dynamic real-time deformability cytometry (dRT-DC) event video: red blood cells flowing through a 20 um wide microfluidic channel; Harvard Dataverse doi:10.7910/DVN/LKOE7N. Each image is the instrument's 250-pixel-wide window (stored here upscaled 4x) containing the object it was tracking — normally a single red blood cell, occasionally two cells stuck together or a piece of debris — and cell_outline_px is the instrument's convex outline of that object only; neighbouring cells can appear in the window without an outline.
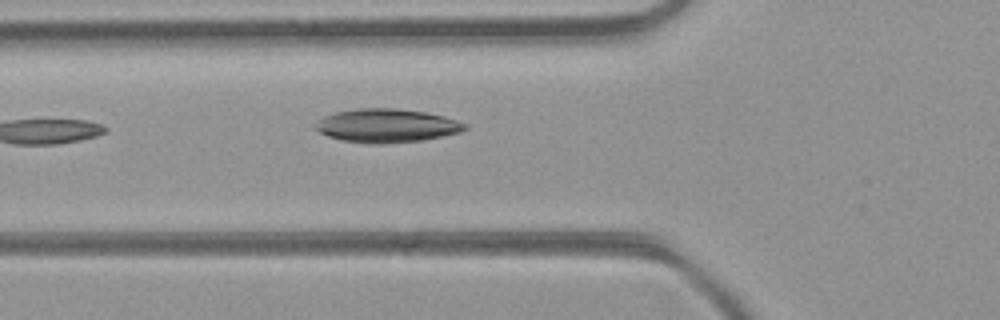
{"species": "common noctule bat (a hibernating species)", "species_latin": "Nyctalus noctula", "temperature_condition": "room temperature", "stored_images_in_passage": 32, "camera_frame_rate_fps": 3000, "um_per_image_px": 0.085, "animal": {"sex": "female", "body_mass_g": 21.9}, "frame": {"image": 1, "passage_image": 4, "time_ms": 1.0, "image_size_px": [1000, 320], "cell_outline_px": [[468, 128], [460, 132], [424, 140], [384, 144], [368, 144], [340, 140], [328, 136], [320, 132], [312, 124], [324, 116], [336, 112], [356, 108], [396, 108], [424, 112], [444, 116], [468, 124]], "centroid_in_image_um": [32.86, 10.68], "position_along_channel_um": 92.9, "area_um2": 29.48}}
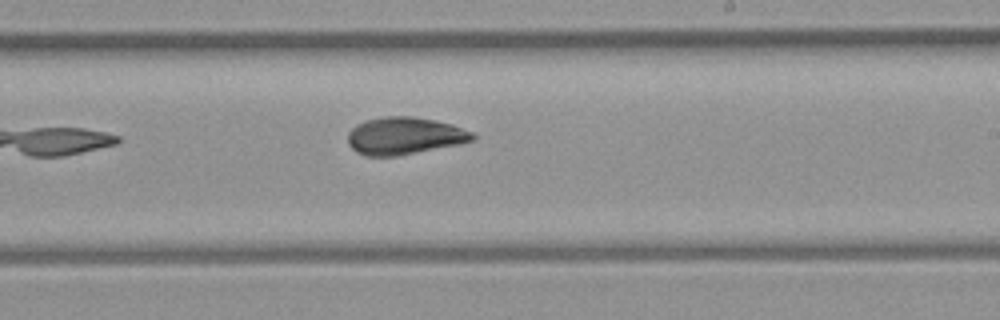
{"frame": {"image": 2, "passage_image": 15, "time_ms": 4.667, "image_size_px": [1000, 320], "cell_outline_px": [[476, 136], [472, 140], [460, 144], [396, 156], [364, 156], [356, 152], [348, 144], [348, 132], [356, 124], [368, 120], [384, 116], [412, 116], [436, 120], [452, 124], [472, 132]], "centroid_in_image_um": [34.36, 11.55], "position_along_channel_um": 254.6, "area_um2": 27.17}}
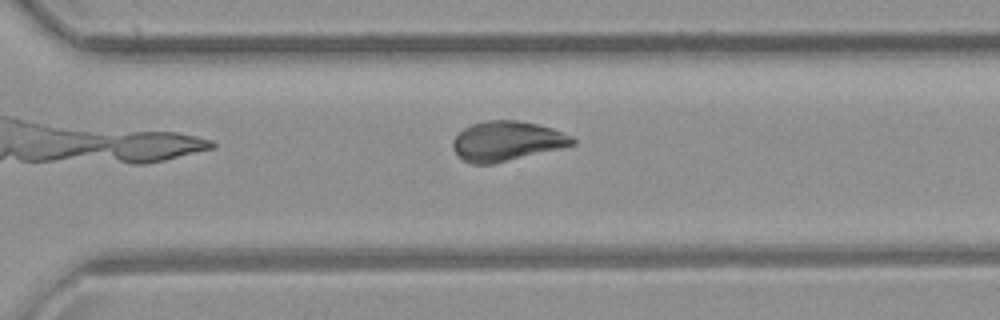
{"frame": {"image": 3, "passage_image": 20, "time_ms": 6.333, "image_size_px": [1000, 320], "cell_outline_px": [[576, 144], [560, 148], [492, 164], [472, 164], [464, 160], [452, 148], [452, 140], [464, 128], [472, 124], [488, 120], [516, 120], [536, 124], [552, 128], [572, 136], [576, 140]], "centroid_in_image_um": [43.07, 11.99], "position_along_channel_um": 327.5, "area_um2": 27.4}, "authors_computed_cell_mechanics": {"area_um2": 28.033, "velocity_mm_per_s": 4.3908, "shape_relaxation_time_tau1_ms": null, "shape_relaxation_time_tau2_ms": 1.949, "deformation_change_tau1": null, "deformation_change_tau2": 0.0649}}